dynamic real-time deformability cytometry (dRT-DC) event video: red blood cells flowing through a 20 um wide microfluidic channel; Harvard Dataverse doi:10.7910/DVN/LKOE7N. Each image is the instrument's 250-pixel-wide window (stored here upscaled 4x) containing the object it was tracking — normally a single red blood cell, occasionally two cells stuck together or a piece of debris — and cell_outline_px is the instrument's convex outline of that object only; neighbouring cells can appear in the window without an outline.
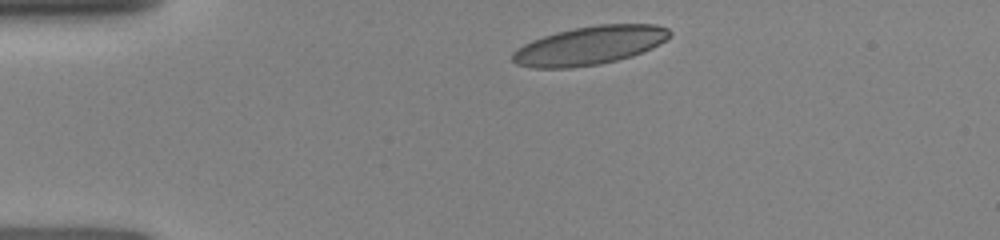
{"species": "human", "species_latin": "Homo sapiens", "temperature_condition": "room temperature", "stored_images_in_passage": 4, "camera_frame_rate_fps": 3000, "um_per_image_px": 0.085, "donor": {"sex": "female"}, "frame": {"image": 1, "passage_image": 1, "time_ms": 0.0, "image_size_px": [1000, 240], "cell_outline_px": [[672, 36], [660, 44], [652, 48], [632, 56], [600, 64], [572, 68], [532, 68], [516, 64], [512, 60], [512, 52], [524, 44], [532, 40], [556, 32], [572, 28], [600, 24], [656, 24], [668, 28], [672, 32]], "centroid_in_image_um": [50.14, 3.86], "position_along_channel_um": 34.9, "area_um2": 35.55}}
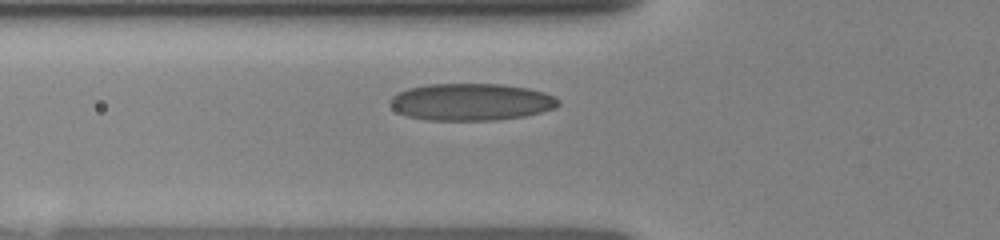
{"frame": {"image": 2, "passage_image": 4, "time_ms": 2.333, "image_size_px": [1000, 240], "cell_outline_px": [[560, 104], [556, 108], [524, 116], [496, 120], [428, 120], [408, 116], [396, 112], [392, 108], [388, 100], [392, 96], [408, 88], [424, 84], [504, 84], [528, 88], [544, 92], [556, 96], [560, 100]], "centroid_in_image_um": [40.05, 8.66], "position_along_channel_um": 85.7, "area_um2": 36.65}}